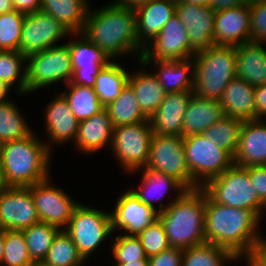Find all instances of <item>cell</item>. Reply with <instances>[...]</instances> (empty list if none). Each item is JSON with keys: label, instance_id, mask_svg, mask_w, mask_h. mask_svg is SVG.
<instances>
[{"label": "cell", "instance_id": "6f0895ef", "mask_svg": "<svg viewBox=\"0 0 266 266\" xmlns=\"http://www.w3.org/2000/svg\"><path fill=\"white\" fill-rule=\"evenodd\" d=\"M3 254H4V229L0 228V266L3 261Z\"/></svg>", "mask_w": 266, "mask_h": 266}, {"label": "cell", "instance_id": "1f68e13d", "mask_svg": "<svg viewBox=\"0 0 266 266\" xmlns=\"http://www.w3.org/2000/svg\"><path fill=\"white\" fill-rule=\"evenodd\" d=\"M142 169H144V173L142 175V183L139 190H132V192L141 202L150 207L155 208L154 203L152 202L154 199L152 197L156 195H154V193L158 192L160 194V196H158V200H160L161 196L164 197L169 189H173L174 192L177 190V192H179L178 194H183L187 190L178 180L169 175L149 168Z\"/></svg>", "mask_w": 266, "mask_h": 266}, {"label": "cell", "instance_id": "9c48e42d", "mask_svg": "<svg viewBox=\"0 0 266 266\" xmlns=\"http://www.w3.org/2000/svg\"><path fill=\"white\" fill-rule=\"evenodd\" d=\"M145 168L175 178L187 190L201 188L187 166L182 136L154 134Z\"/></svg>", "mask_w": 266, "mask_h": 266}, {"label": "cell", "instance_id": "681fc988", "mask_svg": "<svg viewBox=\"0 0 266 266\" xmlns=\"http://www.w3.org/2000/svg\"><path fill=\"white\" fill-rule=\"evenodd\" d=\"M42 0H12L14 10L24 14L39 11Z\"/></svg>", "mask_w": 266, "mask_h": 266}, {"label": "cell", "instance_id": "6da1fadb", "mask_svg": "<svg viewBox=\"0 0 266 266\" xmlns=\"http://www.w3.org/2000/svg\"><path fill=\"white\" fill-rule=\"evenodd\" d=\"M259 222L252 211L217 204L206 195V243L223 247L235 257L257 250L261 238L256 233Z\"/></svg>", "mask_w": 266, "mask_h": 266}, {"label": "cell", "instance_id": "44dd1931", "mask_svg": "<svg viewBox=\"0 0 266 266\" xmlns=\"http://www.w3.org/2000/svg\"><path fill=\"white\" fill-rule=\"evenodd\" d=\"M262 119L243 121L238 149L233 157L241 167L266 165V124Z\"/></svg>", "mask_w": 266, "mask_h": 266}, {"label": "cell", "instance_id": "be15d7a7", "mask_svg": "<svg viewBox=\"0 0 266 266\" xmlns=\"http://www.w3.org/2000/svg\"><path fill=\"white\" fill-rule=\"evenodd\" d=\"M170 2H173L175 4H178V3H181V2H184V0H169Z\"/></svg>", "mask_w": 266, "mask_h": 266}, {"label": "cell", "instance_id": "6125c7cd", "mask_svg": "<svg viewBox=\"0 0 266 266\" xmlns=\"http://www.w3.org/2000/svg\"><path fill=\"white\" fill-rule=\"evenodd\" d=\"M242 1H243V4L245 5H252V4L257 3L260 0H242Z\"/></svg>", "mask_w": 266, "mask_h": 266}, {"label": "cell", "instance_id": "5b68a950", "mask_svg": "<svg viewBox=\"0 0 266 266\" xmlns=\"http://www.w3.org/2000/svg\"><path fill=\"white\" fill-rule=\"evenodd\" d=\"M194 94L219 100L229 82L236 77V48L212 45L195 53Z\"/></svg>", "mask_w": 266, "mask_h": 266}, {"label": "cell", "instance_id": "ffe728a7", "mask_svg": "<svg viewBox=\"0 0 266 266\" xmlns=\"http://www.w3.org/2000/svg\"><path fill=\"white\" fill-rule=\"evenodd\" d=\"M194 91L166 93L158 110L149 118L154 134L182 136L183 119Z\"/></svg>", "mask_w": 266, "mask_h": 266}, {"label": "cell", "instance_id": "7c38bea8", "mask_svg": "<svg viewBox=\"0 0 266 266\" xmlns=\"http://www.w3.org/2000/svg\"><path fill=\"white\" fill-rule=\"evenodd\" d=\"M72 35L53 16L35 11L26 14L22 27L19 52L26 57L56 46V42L64 36ZM55 44V45H54Z\"/></svg>", "mask_w": 266, "mask_h": 266}, {"label": "cell", "instance_id": "d6986e66", "mask_svg": "<svg viewBox=\"0 0 266 266\" xmlns=\"http://www.w3.org/2000/svg\"><path fill=\"white\" fill-rule=\"evenodd\" d=\"M250 5L215 12L213 45L237 47L250 41Z\"/></svg>", "mask_w": 266, "mask_h": 266}, {"label": "cell", "instance_id": "277c9868", "mask_svg": "<svg viewBox=\"0 0 266 266\" xmlns=\"http://www.w3.org/2000/svg\"><path fill=\"white\" fill-rule=\"evenodd\" d=\"M35 133L3 143L0 168L7 187H29L49 178L50 147Z\"/></svg>", "mask_w": 266, "mask_h": 266}, {"label": "cell", "instance_id": "680465c9", "mask_svg": "<svg viewBox=\"0 0 266 266\" xmlns=\"http://www.w3.org/2000/svg\"><path fill=\"white\" fill-rule=\"evenodd\" d=\"M184 2H188L198 6H211V0H184Z\"/></svg>", "mask_w": 266, "mask_h": 266}, {"label": "cell", "instance_id": "c3c4849f", "mask_svg": "<svg viewBox=\"0 0 266 266\" xmlns=\"http://www.w3.org/2000/svg\"><path fill=\"white\" fill-rule=\"evenodd\" d=\"M266 116V84L255 87V119Z\"/></svg>", "mask_w": 266, "mask_h": 266}, {"label": "cell", "instance_id": "e0dca14e", "mask_svg": "<svg viewBox=\"0 0 266 266\" xmlns=\"http://www.w3.org/2000/svg\"><path fill=\"white\" fill-rule=\"evenodd\" d=\"M80 34L82 38L68 43L73 68L70 82L94 88L99 71L111 61L82 32Z\"/></svg>", "mask_w": 266, "mask_h": 266}, {"label": "cell", "instance_id": "ba28073f", "mask_svg": "<svg viewBox=\"0 0 266 266\" xmlns=\"http://www.w3.org/2000/svg\"><path fill=\"white\" fill-rule=\"evenodd\" d=\"M26 93L56 82L70 83L73 75L68 44L56 45L27 57Z\"/></svg>", "mask_w": 266, "mask_h": 266}, {"label": "cell", "instance_id": "db71d44e", "mask_svg": "<svg viewBox=\"0 0 266 266\" xmlns=\"http://www.w3.org/2000/svg\"><path fill=\"white\" fill-rule=\"evenodd\" d=\"M10 89H11V86H9L5 81L0 80V102L8 100L6 96Z\"/></svg>", "mask_w": 266, "mask_h": 266}, {"label": "cell", "instance_id": "94428289", "mask_svg": "<svg viewBox=\"0 0 266 266\" xmlns=\"http://www.w3.org/2000/svg\"><path fill=\"white\" fill-rule=\"evenodd\" d=\"M7 187L5 181H4V177H3V173L2 170L0 168V193Z\"/></svg>", "mask_w": 266, "mask_h": 266}, {"label": "cell", "instance_id": "7dc6e473", "mask_svg": "<svg viewBox=\"0 0 266 266\" xmlns=\"http://www.w3.org/2000/svg\"><path fill=\"white\" fill-rule=\"evenodd\" d=\"M249 172L252 185L258 192L259 199L266 205V165L245 168Z\"/></svg>", "mask_w": 266, "mask_h": 266}, {"label": "cell", "instance_id": "484cf974", "mask_svg": "<svg viewBox=\"0 0 266 266\" xmlns=\"http://www.w3.org/2000/svg\"><path fill=\"white\" fill-rule=\"evenodd\" d=\"M225 116L219 100L192 95L183 119L182 137L201 134Z\"/></svg>", "mask_w": 266, "mask_h": 266}, {"label": "cell", "instance_id": "7a4b0ae2", "mask_svg": "<svg viewBox=\"0 0 266 266\" xmlns=\"http://www.w3.org/2000/svg\"><path fill=\"white\" fill-rule=\"evenodd\" d=\"M82 33L98 46L109 59L125 53H139L144 48L139 44L136 32V14L132 8L109 4L94 12H88Z\"/></svg>", "mask_w": 266, "mask_h": 266}, {"label": "cell", "instance_id": "f5cc1de1", "mask_svg": "<svg viewBox=\"0 0 266 266\" xmlns=\"http://www.w3.org/2000/svg\"><path fill=\"white\" fill-rule=\"evenodd\" d=\"M151 0H115L113 5H117L124 8H132L135 9L143 4L148 3Z\"/></svg>", "mask_w": 266, "mask_h": 266}, {"label": "cell", "instance_id": "e7e4bbea", "mask_svg": "<svg viewBox=\"0 0 266 266\" xmlns=\"http://www.w3.org/2000/svg\"><path fill=\"white\" fill-rule=\"evenodd\" d=\"M2 145H3V142L0 140V157H1Z\"/></svg>", "mask_w": 266, "mask_h": 266}, {"label": "cell", "instance_id": "9f6ffc18", "mask_svg": "<svg viewBox=\"0 0 266 266\" xmlns=\"http://www.w3.org/2000/svg\"><path fill=\"white\" fill-rule=\"evenodd\" d=\"M116 266H149L148 260H136L129 263L116 264Z\"/></svg>", "mask_w": 266, "mask_h": 266}, {"label": "cell", "instance_id": "f35d334b", "mask_svg": "<svg viewBox=\"0 0 266 266\" xmlns=\"http://www.w3.org/2000/svg\"><path fill=\"white\" fill-rule=\"evenodd\" d=\"M32 133L27 122L12 101L0 102V140L5 143L24 138Z\"/></svg>", "mask_w": 266, "mask_h": 266}, {"label": "cell", "instance_id": "d6a6232c", "mask_svg": "<svg viewBox=\"0 0 266 266\" xmlns=\"http://www.w3.org/2000/svg\"><path fill=\"white\" fill-rule=\"evenodd\" d=\"M128 77L129 73L116 62H109L99 71L94 90L105 107L120 95L128 83Z\"/></svg>", "mask_w": 266, "mask_h": 266}, {"label": "cell", "instance_id": "30bf717a", "mask_svg": "<svg viewBox=\"0 0 266 266\" xmlns=\"http://www.w3.org/2000/svg\"><path fill=\"white\" fill-rule=\"evenodd\" d=\"M64 230L72 238L79 254L87 260L89 255L112 234L109 212L79 203Z\"/></svg>", "mask_w": 266, "mask_h": 266}, {"label": "cell", "instance_id": "4dcf8cb0", "mask_svg": "<svg viewBox=\"0 0 266 266\" xmlns=\"http://www.w3.org/2000/svg\"><path fill=\"white\" fill-rule=\"evenodd\" d=\"M113 127L149 120L141 111L132 87L127 83L120 95L106 107Z\"/></svg>", "mask_w": 266, "mask_h": 266}, {"label": "cell", "instance_id": "4316f807", "mask_svg": "<svg viewBox=\"0 0 266 266\" xmlns=\"http://www.w3.org/2000/svg\"><path fill=\"white\" fill-rule=\"evenodd\" d=\"M113 125L108 110L104 108L97 114L79 123L76 146L85 153L100 151L112 142Z\"/></svg>", "mask_w": 266, "mask_h": 266}, {"label": "cell", "instance_id": "4fadbf2b", "mask_svg": "<svg viewBox=\"0 0 266 266\" xmlns=\"http://www.w3.org/2000/svg\"><path fill=\"white\" fill-rule=\"evenodd\" d=\"M49 179L47 178L28 188L31 191L40 222L65 229L79 203L71 199L61 189L53 187Z\"/></svg>", "mask_w": 266, "mask_h": 266}, {"label": "cell", "instance_id": "f546056e", "mask_svg": "<svg viewBox=\"0 0 266 266\" xmlns=\"http://www.w3.org/2000/svg\"><path fill=\"white\" fill-rule=\"evenodd\" d=\"M128 84L135 92L139 108L149 119L164 100L166 92L156 76L141 70L128 77Z\"/></svg>", "mask_w": 266, "mask_h": 266}, {"label": "cell", "instance_id": "836d02e7", "mask_svg": "<svg viewBox=\"0 0 266 266\" xmlns=\"http://www.w3.org/2000/svg\"><path fill=\"white\" fill-rule=\"evenodd\" d=\"M68 92H62L69 104V108L75 117L81 122L92 117L105 106L99 101L94 88L67 83Z\"/></svg>", "mask_w": 266, "mask_h": 266}, {"label": "cell", "instance_id": "bcb514c9", "mask_svg": "<svg viewBox=\"0 0 266 266\" xmlns=\"http://www.w3.org/2000/svg\"><path fill=\"white\" fill-rule=\"evenodd\" d=\"M183 249L169 247L165 251L148 258L149 266H181Z\"/></svg>", "mask_w": 266, "mask_h": 266}, {"label": "cell", "instance_id": "7402d4cb", "mask_svg": "<svg viewBox=\"0 0 266 266\" xmlns=\"http://www.w3.org/2000/svg\"><path fill=\"white\" fill-rule=\"evenodd\" d=\"M134 10L138 42L145 48L161 32L167 21L176 14V4L169 0H151Z\"/></svg>", "mask_w": 266, "mask_h": 266}, {"label": "cell", "instance_id": "83f0119b", "mask_svg": "<svg viewBox=\"0 0 266 266\" xmlns=\"http://www.w3.org/2000/svg\"><path fill=\"white\" fill-rule=\"evenodd\" d=\"M259 42H246L236 48V77L251 86L266 84V49Z\"/></svg>", "mask_w": 266, "mask_h": 266}, {"label": "cell", "instance_id": "7bdbcfd3", "mask_svg": "<svg viewBox=\"0 0 266 266\" xmlns=\"http://www.w3.org/2000/svg\"><path fill=\"white\" fill-rule=\"evenodd\" d=\"M116 264L129 263L136 260H148L137 236L118 235L112 245Z\"/></svg>", "mask_w": 266, "mask_h": 266}, {"label": "cell", "instance_id": "603a6c76", "mask_svg": "<svg viewBox=\"0 0 266 266\" xmlns=\"http://www.w3.org/2000/svg\"><path fill=\"white\" fill-rule=\"evenodd\" d=\"M191 59L140 60V63L145 67L154 61V65L160 69L154 74L158 82L162 85L166 93H174L194 91V62Z\"/></svg>", "mask_w": 266, "mask_h": 266}, {"label": "cell", "instance_id": "f6af8a7d", "mask_svg": "<svg viewBox=\"0 0 266 266\" xmlns=\"http://www.w3.org/2000/svg\"><path fill=\"white\" fill-rule=\"evenodd\" d=\"M250 41L266 42V0L250 5Z\"/></svg>", "mask_w": 266, "mask_h": 266}, {"label": "cell", "instance_id": "5bb4252c", "mask_svg": "<svg viewBox=\"0 0 266 266\" xmlns=\"http://www.w3.org/2000/svg\"><path fill=\"white\" fill-rule=\"evenodd\" d=\"M150 45L144 48L140 60H184L195 55L190 48L187 30L177 14L167 21Z\"/></svg>", "mask_w": 266, "mask_h": 266}, {"label": "cell", "instance_id": "f1b7e54d", "mask_svg": "<svg viewBox=\"0 0 266 266\" xmlns=\"http://www.w3.org/2000/svg\"><path fill=\"white\" fill-rule=\"evenodd\" d=\"M88 8L86 0H42L40 11L53 16L75 36L84 29Z\"/></svg>", "mask_w": 266, "mask_h": 266}, {"label": "cell", "instance_id": "91938a15", "mask_svg": "<svg viewBox=\"0 0 266 266\" xmlns=\"http://www.w3.org/2000/svg\"><path fill=\"white\" fill-rule=\"evenodd\" d=\"M257 250L266 257V240L263 237L260 238Z\"/></svg>", "mask_w": 266, "mask_h": 266}, {"label": "cell", "instance_id": "ee69618b", "mask_svg": "<svg viewBox=\"0 0 266 266\" xmlns=\"http://www.w3.org/2000/svg\"><path fill=\"white\" fill-rule=\"evenodd\" d=\"M147 258L157 255L170 247L163 224L158 219L137 235Z\"/></svg>", "mask_w": 266, "mask_h": 266}, {"label": "cell", "instance_id": "e575fe53", "mask_svg": "<svg viewBox=\"0 0 266 266\" xmlns=\"http://www.w3.org/2000/svg\"><path fill=\"white\" fill-rule=\"evenodd\" d=\"M84 258L79 254L70 235L61 229L55 236L41 266H82Z\"/></svg>", "mask_w": 266, "mask_h": 266}, {"label": "cell", "instance_id": "d590c367", "mask_svg": "<svg viewBox=\"0 0 266 266\" xmlns=\"http://www.w3.org/2000/svg\"><path fill=\"white\" fill-rule=\"evenodd\" d=\"M243 121L230 116H224L221 120L211 125L203 135L211 144L220 146L234 157L238 145L240 129Z\"/></svg>", "mask_w": 266, "mask_h": 266}, {"label": "cell", "instance_id": "b9f144b4", "mask_svg": "<svg viewBox=\"0 0 266 266\" xmlns=\"http://www.w3.org/2000/svg\"><path fill=\"white\" fill-rule=\"evenodd\" d=\"M25 16L17 10L0 14V51H19Z\"/></svg>", "mask_w": 266, "mask_h": 266}, {"label": "cell", "instance_id": "9a60e30c", "mask_svg": "<svg viewBox=\"0 0 266 266\" xmlns=\"http://www.w3.org/2000/svg\"><path fill=\"white\" fill-rule=\"evenodd\" d=\"M36 206L28 187H6L0 193V228L23 230L39 223Z\"/></svg>", "mask_w": 266, "mask_h": 266}, {"label": "cell", "instance_id": "8992f818", "mask_svg": "<svg viewBox=\"0 0 266 266\" xmlns=\"http://www.w3.org/2000/svg\"><path fill=\"white\" fill-rule=\"evenodd\" d=\"M201 189L215 203L252 211L261 219L266 205L249 178V172L233 164L223 174L208 180Z\"/></svg>", "mask_w": 266, "mask_h": 266}, {"label": "cell", "instance_id": "52a82bcc", "mask_svg": "<svg viewBox=\"0 0 266 266\" xmlns=\"http://www.w3.org/2000/svg\"><path fill=\"white\" fill-rule=\"evenodd\" d=\"M183 142L190 174L200 187L234 164L233 157L220 146L211 144L203 133L183 137Z\"/></svg>", "mask_w": 266, "mask_h": 266}, {"label": "cell", "instance_id": "f907efd6", "mask_svg": "<svg viewBox=\"0 0 266 266\" xmlns=\"http://www.w3.org/2000/svg\"><path fill=\"white\" fill-rule=\"evenodd\" d=\"M247 258L248 266H266V257L263 256L258 250L250 251L248 253L240 254L236 257L238 258Z\"/></svg>", "mask_w": 266, "mask_h": 266}, {"label": "cell", "instance_id": "d4e9b609", "mask_svg": "<svg viewBox=\"0 0 266 266\" xmlns=\"http://www.w3.org/2000/svg\"><path fill=\"white\" fill-rule=\"evenodd\" d=\"M47 133L53 142L76 140L80 121L69 108V104L62 94L48 103L45 110Z\"/></svg>", "mask_w": 266, "mask_h": 266}, {"label": "cell", "instance_id": "ac0fdd59", "mask_svg": "<svg viewBox=\"0 0 266 266\" xmlns=\"http://www.w3.org/2000/svg\"><path fill=\"white\" fill-rule=\"evenodd\" d=\"M215 12L210 6L188 2L176 4V14L187 30L190 48L194 53L213 45Z\"/></svg>", "mask_w": 266, "mask_h": 266}, {"label": "cell", "instance_id": "11a10c76", "mask_svg": "<svg viewBox=\"0 0 266 266\" xmlns=\"http://www.w3.org/2000/svg\"><path fill=\"white\" fill-rule=\"evenodd\" d=\"M14 10L12 0H0V14Z\"/></svg>", "mask_w": 266, "mask_h": 266}, {"label": "cell", "instance_id": "2e32d148", "mask_svg": "<svg viewBox=\"0 0 266 266\" xmlns=\"http://www.w3.org/2000/svg\"><path fill=\"white\" fill-rule=\"evenodd\" d=\"M159 212L141 202L132 190L117 199L115 209L109 213L111 233L122 228L128 236H137L158 220Z\"/></svg>", "mask_w": 266, "mask_h": 266}, {"label": "cell", "instance_id": "8d00e7d4", "mask_svg": "<svg viewBox=\"0 0 266 266\" xmlns=\"http://www.w3.org/2000/svg\"><path fill=\"white\" fill-rule=\"evenodd\" d=\"M60 230V228L44 222H39L22 230L30 257L36 265L43 262Z\"/></svg>", "mask_w": 266, "mask_h": 266}, {"label": "cell", "instance_id": "3957f363", "mask_svg": "<svg viewBox=\"0 0 266 266\" xmlns=\"http://www.w3.org/2000/svg\"><path fill=\"white\" fill-rule=\"evenodd\" d=\"M206 194L201 188L186 190L169 205L160 203L158 219L170 247L186 249L206 243Z\"/></svg>", "mask_w": 266, "mask_h": 266}, {"label": "cell", "instance_id": "8fae6325", "mask_svg": "<svg viewBox=\"0 0 266 266\" xmlns=\"http://www.w3.org/2000/svg\"><path fill=\"white\" fill-rule=\"evenodd\" d=\"M153 135L149 120L113 128L112 150L124 169L133 173L146 167Z\"/></svg>", "mask_w": 266, "mask_h": 266}, {"label": "cell", "instance_id": "74e56055", "mask_svg": "<svg viewBox=\"0 0 266 266\" xmlns=\"http://www.w3.org/2000/svg\"><path fill=\"white\" fill-rule=\"evenodd\" d=\"M229 260H236L229 250L205 243L183 249L181 266H224Z\"/></svg>", "mask_w": 266, "mask_h": 266}, {"label": "cell", "instance_id": "cb8c5ba5", "mask_svg": "<svg viewBox=\"0 0 266 266\" xmlns=\"http://www.w3.org/2000/svg\"><path fill=\"white\" fill-rule=\"evenodd\" d=\"M219 103L225 116L242 121L255 119V87L238 77L233 78L221 94Z\"/></svg>", "mask_w": 266, "mask_h": 266}, {"label": "cell", "instance_id": "ab89813d", "mask_svg": "<svg viewBox=\"0 0 266 266\" xmlns=\"http://www.w3.org/2000/svg\"><path fill=\"white\" fill-rule=\"evenodd\" d=\"M2 265L36 266L30 257L22 230H4V254Z\"/></svg>", "mask_w": 266, "mask_h": 266}, {"label": "cell", "instance_id": "60d3db41", "mask_svg": "<svg viewBox=\"0 0 266 266\" xmlns=\"http://www.w3.org/2000/svg\"><path fill=\"white\" fill-rule=\"evenodd\" d=\"M26 61L27 57L19 51H0V80L11 87L18 81L16 87L20 94L26 93L27 68L21 74L22 63Z\"/></svg>", "mask_w": 266, "mask_h": 266}, {"label": "cell", "instance_id": "816d5d0a", "mask_svg": "<svg viewBox=\"0 0 266 266\" xmlns=\"http://www.w3.org/2000/svg\"><path fill=\"white\" fill-rule=\"evenodd\" d=\"M243 4L242 0H211V8L215 11L237 7Z\"/></svg>", "mask_w": 266, "mask_h": 266}]
</instances>
